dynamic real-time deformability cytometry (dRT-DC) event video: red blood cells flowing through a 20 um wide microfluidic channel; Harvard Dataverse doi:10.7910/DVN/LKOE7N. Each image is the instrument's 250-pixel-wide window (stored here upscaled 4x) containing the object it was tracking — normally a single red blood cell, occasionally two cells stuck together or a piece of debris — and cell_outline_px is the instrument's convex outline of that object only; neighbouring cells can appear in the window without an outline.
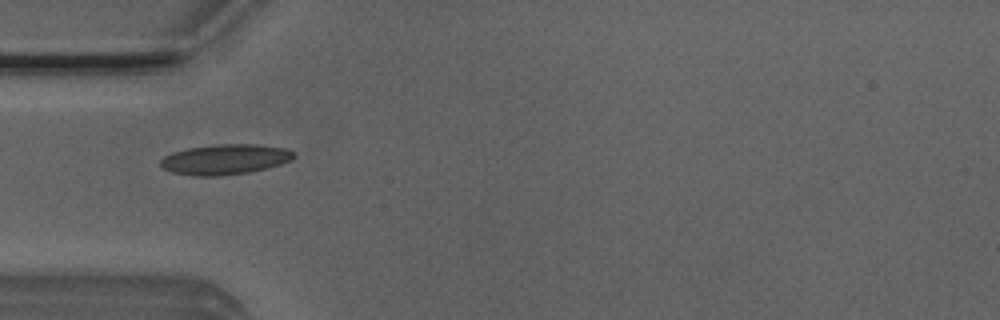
{"species": "Egyptian fruit bat (a non-hibernating species)", "species_latin": "Rousettus aegyptiacus", "temperature_condition": "room temperature", "stored_images_in_passage": 5, "camera_frame_rate_fps": 3000, "um_per_image_px": 0.085, "animal": {"sex": "male"}, "frame": {"image": 1, "passage_image": 5, "time_ms": 1.333, "image_size_px": [1000, 320], "cell_outline_px": [[296, 156], [292, 160], [280, 164], [248, 172], [216, 176], [196, 176], [172, 172], [164, 168], [160, 164], [160, 160], [164, 156], [172, 152], [188, 148], [216, 144], [256, 144], [284, 148], [296, 152]], "centroid_in_image_um": [19.13, 13.53], "position_along_channel_um": 65.9, "area_um2": 23.41}}